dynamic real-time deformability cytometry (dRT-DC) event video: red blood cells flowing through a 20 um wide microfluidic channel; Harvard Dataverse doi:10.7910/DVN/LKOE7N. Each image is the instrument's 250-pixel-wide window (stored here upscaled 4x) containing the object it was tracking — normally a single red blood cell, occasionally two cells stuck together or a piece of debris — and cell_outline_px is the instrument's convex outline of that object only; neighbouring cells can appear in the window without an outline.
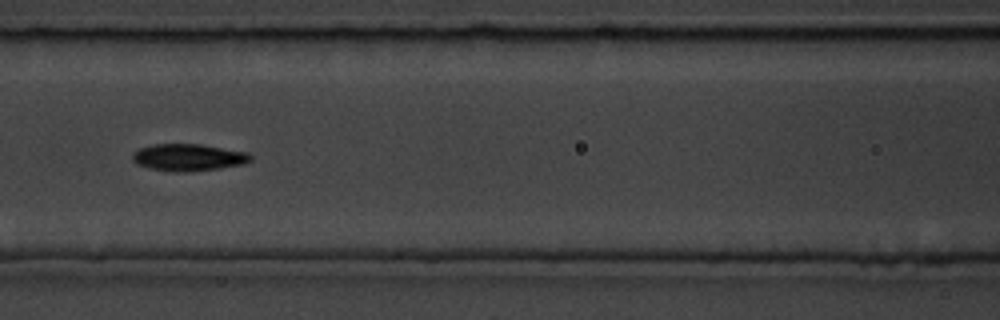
{"species": "common noctule bat (a hibernating species)", "species_latin": "Nyctalus noctula", "temperature_condition": "room temperature", "stored_images_in_passage": 9, "camera_frame_rate_fps": 3000, "um_per_image_px": 0.085, "animal": {"sex": "male", "body_mass_g": 19.5, "forearm_length_mm": 54.6}, "frame": {"image": 1, "passage_image": 7, "time_ms": 6.667, "image_size_px": [1000, 320], "cell_outline_px": [[252, 160], [244, 164], [220, 168], [188, 172], [176, 172], [148, 168], [136, 164], [132, 160], [132, 152], [140, 148], [152, 144], [200, 144], [248, 152], [252, 156]], "centroid_in_image_um": [16.0, 13.38], "position_along_channel_um": 150.6, "area_um2": 18.79}}